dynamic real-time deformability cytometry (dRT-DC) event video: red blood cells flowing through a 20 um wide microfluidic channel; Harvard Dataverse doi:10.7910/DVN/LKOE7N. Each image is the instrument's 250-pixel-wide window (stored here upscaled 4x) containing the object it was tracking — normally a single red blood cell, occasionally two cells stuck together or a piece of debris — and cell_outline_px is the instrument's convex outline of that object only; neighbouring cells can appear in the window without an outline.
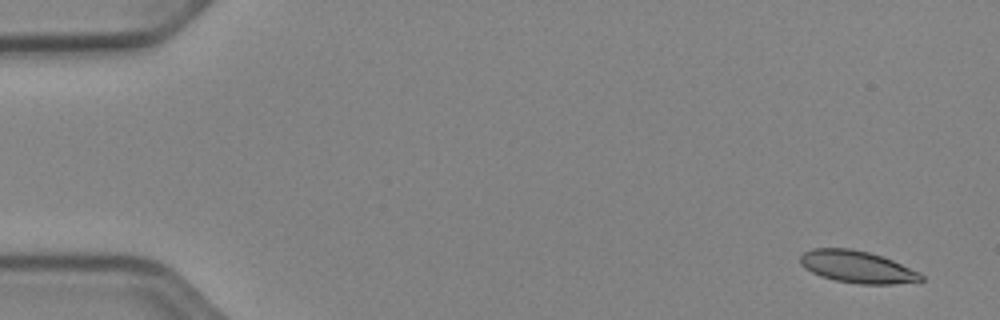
{"species": "Egyptian fruit bat (a non-hibernating species)", "species_latin": "Rousettus aegyptiacus", "temperature_condition": "cold", "stored_images_in_passage": 12, "camera_frame_rate_fps": 3000, "um_per_image_px": 0.085, "animal": {"sex": "female"}, "frame": {"image": 1, "passage_image": 3, "time_ms": 0.667, "image_size_px": [1000, 320], "cell_outline_px": [[924, 280], [920, 284], [860, 284], [836, 280], [820, 276], [804, 268], [800, 264], [800, 256], [804, 252], [812, 248], [852, 248], [868, 252], [892, 260], [920, 272], [924, 276]], "centroid_in_image_um": [72.92, 22.7], "position_along_channel_um": 12.1, "area_um2": 22.95}}